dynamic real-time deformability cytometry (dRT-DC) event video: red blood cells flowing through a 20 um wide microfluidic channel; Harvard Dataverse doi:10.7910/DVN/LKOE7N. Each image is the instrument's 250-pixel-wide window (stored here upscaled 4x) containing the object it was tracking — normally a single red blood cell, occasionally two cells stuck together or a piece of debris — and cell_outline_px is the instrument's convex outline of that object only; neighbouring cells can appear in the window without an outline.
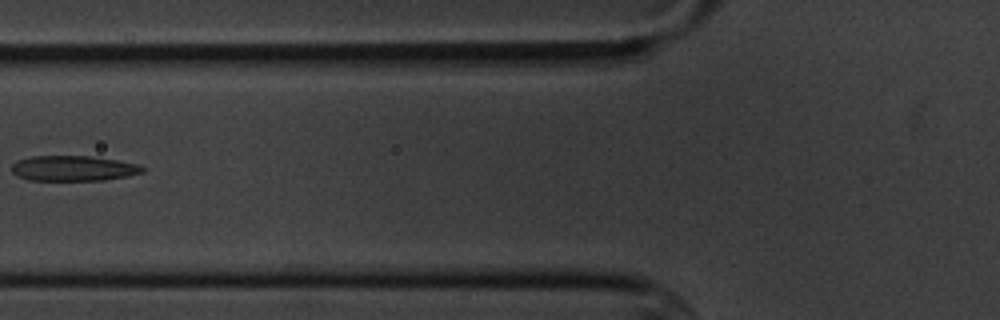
{"species": "common noctule bat (a hibernating species)", "species_latin": "Nyctalus noctula", "temperature_condition": "cold", "stored_images_in_passage": 8, "camera_frame_rate_fps": 3000, "um_per_image_px": 0.085, "animal": {"sex": "male", "body_mass_g": 20.1, "forearm_length_mm": 53.5}, "frame": {"image": 1, "passage_image": 6, "time_ms": 6.0, "image_size_px": [1000, 320], "cell_outline_px": [[144, 172], [128, 176], [104, 180], [28, 180], [16, 176], [12, 172], [12, 164], [16, 160], [32, 156], [88, 156], [116, 160], [140, 164], [144, 168]], "centroid_in_image_um": [6.22, 14.31], "position_along_channel_um": 119.6, "area_um2": 19.36}}
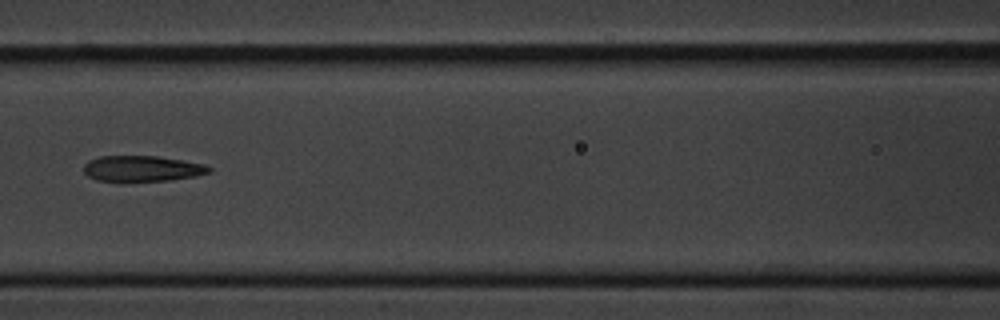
{"frame": {"image": 2, "passage_image": 7, "time_ms": 7.0, "image_size_px": [1000, 320], "cell_outline_px": [[212, 172], [196, 176], [168, 180], [96, 180], [88, 176], [84, 172], [84, 164], [88, 160], [100, 156], [156, 156], [204, 164], [212, 168]], "centroid_in_image_um": [12.09, 14.31], "position_along_channel_um": 154.5, "area_um2": 18.5}}
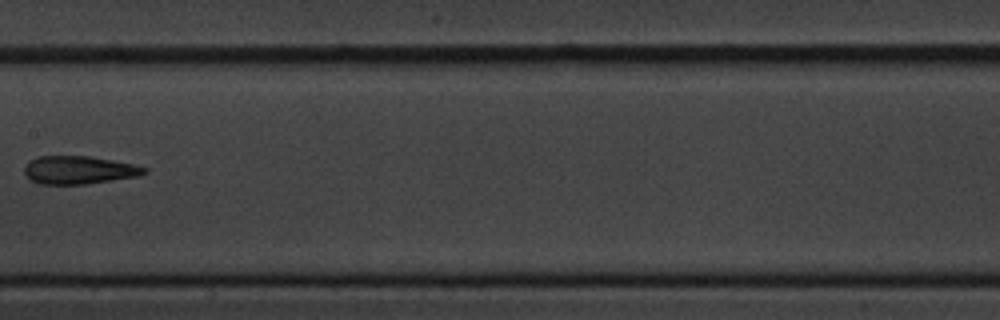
{"frame": {"image": 3, "passage_image": 8, "time_ms": 8.333, "image_size_px": [1000, 320], "cell_outline_px": [[148, 172], [136, 176], [112, 180], [84, 184], [40, 184], [32, 180], [24, 172], [24, 168], [28, 160], [36, 156], [88, 156], [112, 160], [132, 164], [148, 168]], "centroid_in_image_um": [6.68, 14.44], "position_along_channel_um": 200.7, "area_um2": 19.48}}